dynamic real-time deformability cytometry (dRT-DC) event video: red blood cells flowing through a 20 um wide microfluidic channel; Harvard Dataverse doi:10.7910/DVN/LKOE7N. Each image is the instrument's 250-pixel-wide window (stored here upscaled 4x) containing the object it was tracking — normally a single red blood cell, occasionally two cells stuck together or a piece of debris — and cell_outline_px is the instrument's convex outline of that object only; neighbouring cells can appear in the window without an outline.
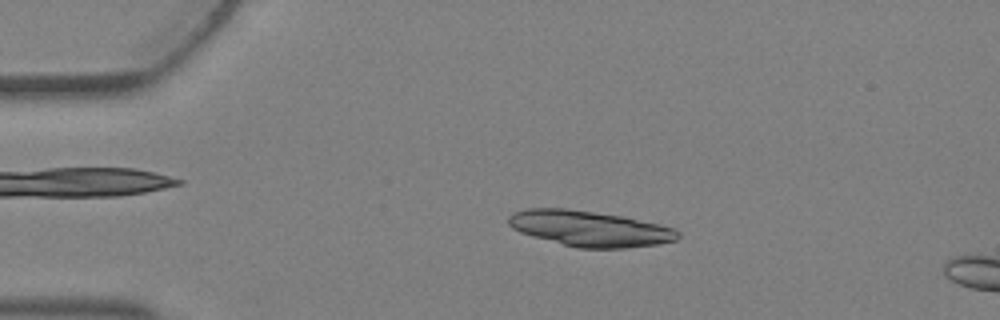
{"species": "Egyptian fruit bat (a non-hibernating species)", "species_latin": "Rousettus aegyptiacus", "temperature_condition": "warm", "stored_images_in_passage": 5, "camera_frame_rate_fps": 3000, "um_per_image_px": 0.085, "animal": {"sex": "female"}, "frame": {"image": 1, "passage_image": 3, "time_ms": 0.667, "image_size_px": [1000, 320], "cell_outline_px": [[680, 236], [676, 240], [656, 244], [624, 248], [576, 248], [532, 236], [520, 232], [512, 228], [508, 224], [508, 216], [512, 212], [528, 208], [564, 208], [624, 216], [660, 224], [672, 228], [680, 232]], "centroid_in_image_um": [50.1, 19.42], "position_along_channel_um": 34.9, "area_um2": 35.2}}